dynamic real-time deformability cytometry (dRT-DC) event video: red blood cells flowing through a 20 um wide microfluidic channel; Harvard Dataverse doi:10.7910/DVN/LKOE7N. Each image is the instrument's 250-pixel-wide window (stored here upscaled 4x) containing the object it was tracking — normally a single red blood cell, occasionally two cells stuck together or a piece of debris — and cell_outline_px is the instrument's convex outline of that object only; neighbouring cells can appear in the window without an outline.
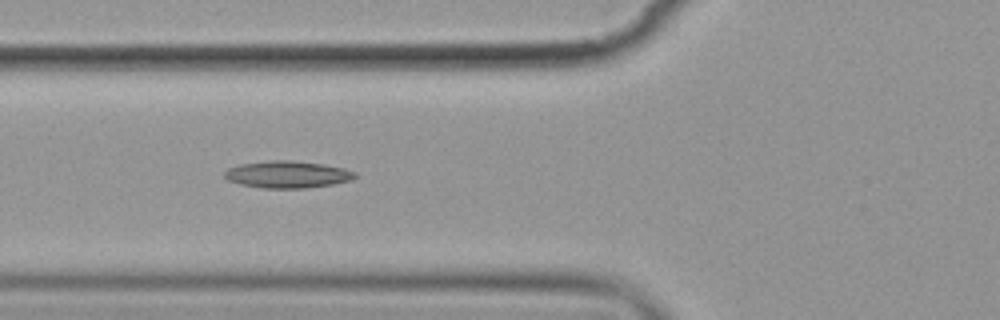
{"species": "common noctule bat (a hibernating species)", "species_latin": "Nyctalus noctula", "temperature_condition": "cold", "stored_images_in_passage": 8, "camera_frame_rate_fps": 3000, "um_per_image_px": 0.085, "animal": {"sex": "female", "body_mass_g": 19.9}, "frame": {"image": 1, "passage_image": 6, "time_ms": 6.0, "image_size_px": [1000, 320], "cell_outline_px": [[356, 176], [352, 180], [332, 184], [304, 188], [260, 188], [240, 184], [228, 180], [224, 176], [224, 172], [228, 168], [240, 164], [272, 160], [292, 160], [324, 164], [344, 168], [356, 172]], "centroid_in_image_um": [24.43, 14.82], "position_along_channel_um": 101.4, "area_um2": 20.58}}
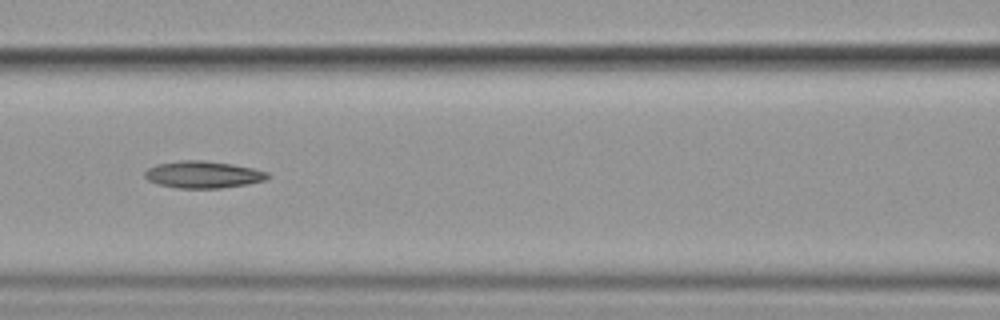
{"frame": {"image": 2, "passage_image": 7, "time_ms": 7.333, "image_size_px": [1000, 320], "cell_outline_px": [[272, 176], [264, 180], [248, 184], [220, 188], [176, 188], [160, 184], [148, 180], [144, 176], [144, 172], [148, 168], [156, 164], [180, 160], [204, 160], [232, 164], [252, 168], [268, 172]], "centroid_in_image_um": [17.27, 14.83], "position_along_channel_um": 149.3, "area_um2": 19.36}}
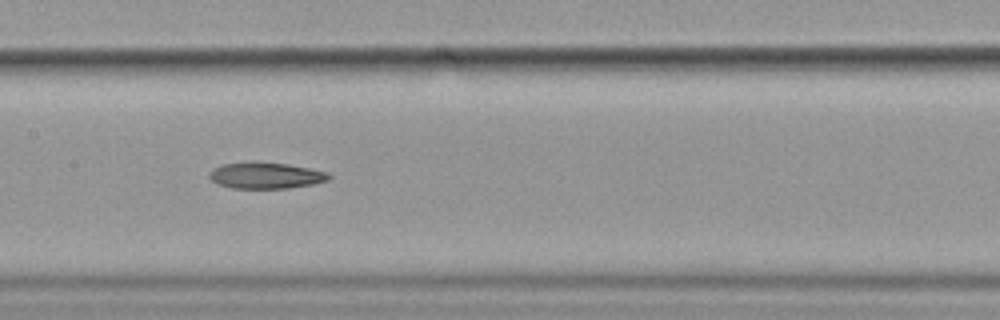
{"frame": {"image": 3, "passage_image": 8, "time_ms": 8.333, "image_size_px": [1000, 320], "cell_outline_px": [[332, 176], [328, 180], [312, 184], [288, 188], [232, 188], [216, 184], [208, 176], [208, 172], [212, 168], [220, 164], [252, 160], [288, 164], [328, 172]], "centroid_in_image_um": [22.52, 14.89], "position_along_channel_um": 184.9, "area_um2": 18.73}}